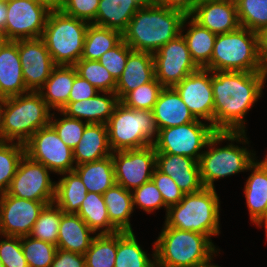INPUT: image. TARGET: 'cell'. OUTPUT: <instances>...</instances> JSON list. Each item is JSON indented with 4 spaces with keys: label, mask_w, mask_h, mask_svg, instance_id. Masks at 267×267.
Masks as SVG:
<instances>
[{
    "label": "cell",
    "mask_w": 267,
    "mask_h": 267,
    "mask_svg": "<svg viewBox=\"0 0 267 267\" xmlns=\"http://www.w3.org/2000/svg\"><path fill=\"white\" fill-rule=\"evenodd\" d=\"M265 72L213 71V127L220 132H245V116L262 96Z\"/></svg>",
    "instance_id": "obj_1"
},
{
    "label": "cell",
    "mask_w": 267,
    "mask_h": 267,
    "mask_svg": "<svg viewBox=\"0 0 267 267\" xmlns=\"http://www.w3.org/2000/svg\"><path fill=\"white\" fill-rule=\"evenodd\" d=\"M185 17L181 11L153 2L141 6L122 33L123 41L133 51L154 54L181 34Z\"/></svg>",
    "instance_id": "obj_2"
},
{
    "label": "cell",
    "mask_w": 267,
    "mask_h": 267,
    "mask_svg": "<svg viewBox=\"0 0 267 267\" xmlns=\"http://www.w3.org/2000/svg\"><path fill=\"white\" fill-rule=\"evenodd\" d=\"M51 109L38 91L0 99V138L25 144L40 128L50 124Z\"/></svg>",
    "instance_id": "obj_3"
},
{
    "label": "cell",
    "mask_w": 267,
    "mask_h": 267,
    "mask_svg": "<svg viewBox=\"0 0 267 267\" xmlns=\"http://www.w3.org/2000/svg\"><path fill=\"white\" fill-rule=\"evenodd\" d=\"M153 246L155 267H203L218 251L207 235L165 224Z\"/></svg>",
    "instance_id": "obj_4"
},
{
    "label": "cell",
    "mask_w": 267,
    "mask_h": 267,
    "mask_svg": "<svg viewBox=\"0 0 267 267\" xmlns=\"http://www.w3.org/2000/svg\"><path fill=\"white\" fill-rule=\"evenodd\" d=\"M246 132L217 131L206 145L199 160L200 177L204 187L215 188L214 181L239 172H247L248 167L256 160V154L246 147L234 145V141L242 144L249 143ZM231 141L224 147H216L220 142ZM233 142V144H232Z\"/></svg>",
    "instance_id": "obj_5"
},
{
    "label": "cell",
    "mask_w": 267,
    "mask_h": 267,
    "mask_svg": "<svg viewBox=\"0 0 267 267\" xmlns=\"http://www.w3.org/2000/svg\"><path fill=\"white\" fill-rule=\"evenodd\" d=\"M220 200L215 188L184 194L183 199L168 207L165 225L211 236L220 233Z\"/></svg>",
    "instance_id": "obj_6"
},
{
    "label": "cell",
    "mask_w": 267,
    "mask_h": 267,
    "mask_svg": "<svg viewBox=\"0 0 267 267\" xmlns=\"http://www.w3.org/2000/svg\"><path fill=\"white\" fill-rule=\"evenodd\" d=\"M204 68L212 72H265L258 33L240 26L232 32L217 34L212 57Z\"/></svg>",
    "instance_id": "obj_7"
},
{
    "label": "cell",
    "mask_w": 267,
    "mask_h": 267,
    "mask_svg": "<svg viewBox=\"0 0 267 267\" xmlns=\"http://www.w3.org/2000/svg\"><path fill=\"white\" fill-rule=\"evenodd\" d=\"M106 125L112 152L153 145L158 136L152 110L133 109L121 101Z\"/></svg>",
    "instance_id": "obj_8"
},
{
    "label": "cell",
    "mask_w": 267,
    "mask_h": 267,
    "mask_svg": "<svg viewBox=\"0 0 267 267\" xmlns=\"http://www.w3.org/2000/svg\"><path fill=\"white\" fill-rule=\"evenodd\" d=\"M88 26L59 8L51 9L41 38L56 65H74L81 59Z\"/></svg>",
    "instance_id": "obj_9"
},
{
    "label": "cell",
    "mask_w": 267,
    "mask_h": 267,
    "mask_svg": "<svg viewBox=\"0 0 267 267\" xmlns=\"http://www.w3.org/2000/svg\"><path fill=\"white\" fill-rule=\"evenodd\" d=\"M216 132L211 124L197 120L185 125L159 129L153 146L156 153L183 155L199 162L204 152L202 149H205Z\"/></svg>",
    "instance_id": "obj_10"
},
{
    "label": "cell",
    "mask_w": 267,
    "mask_h": 267,
    "mask_svg": "<svg viewBox=\"0 0 267 267\" xmlns=\"http://www.w3.org/2000/svg\"><path fill=\"white\" fill-rule=\"evenodd\" d=\"M49 172L43 164L24 154L7 193L18 198L45 202L47 205L54 203L56 182L50 179Z\"/></svg>",
    "instance_id": "obj_11"
},
{
    "label": "cell",
    "mask_w": 267,
    "mask_h": 267,
    "mask_svg": "<svg viewBox=\"0 0 267 267\" xmlns=\"http://www.w3.org/2000/svg\"><path fill=\"white\" fill-rule=\"evenodd\" d=\"M51 8L37 0L7 2L5 40L41 38Z\"/></svg>",
    "instance_id": "obj_12"
},
{
    "label": "cell",
    "mask_w": 267,
    "mask_h": 267,
    "mask_svg": "<svg viewBox=\"0 0 267 267\" xmlns=\"http://www.w3.org/2000/svg\"><path fill=\"white\" fill-rule=\"evenodd\" d=\"M24 145L25 154L51 172L61 174L74 171L73 150L60 139L50 124L35 132Z\"/></svg>",
    "instance_id": "obj_13"
},
{
    "label": "cell",
    "mask_w": 267,
    "mask_h": 267,
    "mask_svg": "<svg viewBox=\"0 0 267 267\" xmlns=\"http://www.w3.org/2000/svg\"><path fill=\"white\" fill-rule=\"evenodd\" d=\"M112 159L116 184L131 192L151 180L156 168L153 145L112 152Z\"/></svg>",
    "instance_id": "obj_14"
},
{
    "label": "cell",
    "mask_w": 267,
    "mask_h": 267,
    "mask_svg": "<svg viewBox=\"0 0 267 267\" xmlns=\"http://www.w3.org/2000/svg\"><path fill=\"white\" fill-rule=\"evenodd\" d=\"M155 78L163 87H174L199 67L192 60L186 41L180 34L153 54Z\"/></svg>",
    "instance_id": "obj_15"
},
{
    "label": "cell",
    "mask_w": 267,
    "mask_h": 267,
    "mask_svg": "<svg viewBox=\"0 0 267 267\" xmlns=\"http://www.w3.org/2000/svg\"><path fill=\"white\" fill-rule=\"evenodd\" d=\"M47 204L0 194V236L24 237L30 235L40 212Z\"/></svg>",
    "instance_id": "obj_16"
},
{
    "label": "cell",
    "mask_w": 267,
    "mask_h": 267,
    "mask_svg": "<svg viewBox=\"0 0 267 267\" xmlns=\"http://www.w3.org/2000/svg\"><path fill=\"white\" fill-rule=\"evenodd\" d=\"M174 88L196 119L208 121L213 126L214 98L211 70L199 68Z\"/></svg>",
    "instance_id": "obj_17"
},
{
    "label": "cell",
    "mask_w": 267,
    "mask_h": 267,
    "mask_svg": "<svg viewBox=\"0 0 267 267\" xmlns=\"http://www.w3.org/2000/svg\"><path fill=\"white\" fill-rule=\"evenodd\" d=\"M18 53L26 88L39 91L56 66L42 38L18 40Z\"/></svg>",
    "instance_id": "obj_18"
},
{
    "label": "cell",
    "mask_w": 267,
    "mask_h": 267,
    "mask_svg": "<svg viewBox=\"0 0 267 267\" xmlns=\"http://www.w3.org/2000/svg\"><path fill=\"white\" fill-rule=\"evenodd\" d=\"M190 16L215 34L232 32L240 27L233 0H201Z\"/></svg>",
    "instance_id": "obj_19"
},
{
    "label": "cell",
    "mask_w": 267,
    "mask_h": 267,
    "mask_svg": "<svg viewBox=\"0 0 267 267\" xmlns=\"http://www.w3.org/2000/svg\"><path fill=\"white\" fill-rule=\"evenodd\" d=\"M156 168L171 177L184 194L194 193L204 186L197 160L167 153H156Z\"/></svg>",
    "instance_id": "obj_20"
},
{
    "label": "cell",
    "mask_w": 267,
    "mask_h": 267,
    "mask_svg": "<svg viewBox=\"0 0 267 267\" xmlns=\"http://www.w3.org/2000/svg\"><path fill=\"white\" fill-rule=\"evenodd\" d=\"M247 170H252L244 186L250 220L258 227L265 225L267 235V155L260 162L254 161Z\"/></svg>",
    "instance_id": "obj_21"
},
{
    "label": "cell",
    "mask_w": 267,
    "mask_h": 267,
    "mask_svg": "<svg viewBox=\"0 0 267 267\" xmlns=\"http://www.w3.org/2000/svg\"><path fill=\"white\" fill-rule=\"evenodd\" d=\"M28 91L18 53V40H5L0 45V99Z\"/></svg>",
    "instance_id": "obj_22"
},
{
    "label": "cell",
    "mask_w": 267,
    "mask_h": 267,
    "mask_svg": "<svg viewBox=\"0 0 267 267\" xmlns=\"http://www.w3.org/2000/svg\"><path fill=\"white\" fill-rule=\"evenodd\" d=\"M155 79L153 54L148 52L132 51L123 73L116 81L115 94L121 101L129 92Z\"/></svg>",
    "instance_id": "obj_23"
},
{
    "label": "cell",
    "mask_w": 267,
    "mask_h": 267,
    "mask_svg": "<svg viewBox=\"0 0 267 267\" xmlns=\"http://www.w3.org/2000/svg\"><path fill=\"white\" fill-rule=\"evenodd\" d=\"M101 93L103 95L98 92L92 98L68 102L61 111L69 117L85 119L88 124H107L119 99L115 92Z\"/></svg>",
    "instance_id": "obj_24"
},
{
    "label": "cell",
    "mask_w": 267,
    "mask_h": 267,
    "mask_svg": "<svg viewBox=\"0 0 267 267\" xmlns=\"http://www.w3.org/2000/svg\"><path fill=\"white\" fill-rule=\"evenodd\" d=\"M157 129L185 125L197 121L174 87H164L154 108Z\"/></svg>",
    "instance_id": "obj_25"
},
{
    "label": "cell",
    "mask_w": 267,
    "mask_h": 267,
    "mask_svg": "<svg viewBox=\"0 0 267 267\" xmlns=\"http://www.w3.org/2000/svg\"><path fill=\"white\" fill-rule=\"evenodd\" d=\"M152 2V0H100L92 24L123 33L137 10Z\"/></svg>",
    "instance_id": "obj_26"
},
{
    "label": "cell",
    "mask_w": 267,
    "mask_h": 267,
    "mask_svg": "<svg viewBox=\"0 0 267 267\" xmlns=\"http://www.w3.org/2000/svg\"><path fill=\"white\" fill-rule=\"evenodd\" d=\"M86 222L73 213H62L58 231L57 249L84 255L95 236Z\"/></svg>",
    "instance_id": "obj_27"
},
{
    "label": "cell",
    "mask_w": 267,
    "mask_h": 267,
    "mask_svg": "<svg viewBox=\"0 0 267 267\" xmlns=\"http://www.w3.org/2000/svg\"><path fill=\"white\" fill-rule=\"evenodd\" d=\"M76 75L74 65L54 67L51 75L38 91L50 109L61 111L66 106Z\"/></svg>",
    "instance_id": "obj_28"
},
{
    "label": "cell",
    "mask_w": 267,
    "mask_h": 267,
    "mask_svg": "<svg viewBox=\"0 0 267 267\" xmlns=\"http://www.w3.org/2000/svg\"><path fill=\"white\" fill-rule=\"evenodd\" d=\"M112 155L106 124H88L73 149L75 165L97 161Z\"/></svg>",
    "instance_id": "obj_29"
},
{
    "label": "cell",
    "mask_w": 267,
    "mask_h": 267,
    "mask_svg": "<svg viewBox=\"0 0 267 267\" xmlns=\"http://www.w3.org/2000/svg\"><path fill=\"white\" fill-rule=\"evenodd\" d=\"M187 23L189 29H186L187 32L183 34ZM181 35L186 41L192 60L199 68H204L212 57L217 34L202 27L191 16H186L182 24Z\"/></svg>",
    "instance_id": "obj_30"
},
{
    "label": "cell",
    "mask_w": 267,
    "mask_h": 267,
    "mask_svg": "<svg viewBox=\"0 0 267 267\" xmlns=\"http://www.w3.org/2000/svg\"><path fill=\"white\" fill-rule=\"evenodd\" d=\"M74 171L79 175L88 192L102 195L116 183L112 155L76 165Z\"/></svg>",
    "instance_id": "obj_31"
},
{
    "label": "cell",
    "mask_w": 267,
    "mask_h": 267,
    "mask_svg": "<svg viewBox=\"0 0 267 267\" xmlns=\"http://www.w3.org/2000/svg\"><path fill=\"white\" fill-rule=\"evenodd\" d=\"M103 195L110 222L119 231H133L130 216L134 212L132 192L114 184Z\"/></svg>",
    "instance_id": "obj_32"
},
{
    "label": "cell",
    "mask_w": 267,
    "mask_h": 267,
    "mask_svg": "<svg viewBox=\"0 0 267 267\" xmlns=\"http://www.w3.org/2000/svg\"><path fill=\"white\" fill-rule=\"evenodd\" d=\"M56 182L54 203L64 212L77 214L87 196V188L75 171L61 173Z\"/></svg>",
    "instance_id": "obj_33"
},
{
    "label": "cell",
    "mask_w": 267,
    "mask_h": 267,
    "mask_svg": "<svg viewBox=\"0 0 267 267\" xmlns=\"http://www.w3.org/2000/svg\"><path fill=\"white\" fill-rule=\"evenodd\" d=\"M96 234H114L119 230L110 222L103 195L88 192L77 213Z\"/></svg>",
    "instance_id": "obj_34"
},
{
    "label": "cell",
    "mask_w": 267,
    "mask_h": 267,
    "mask_svg": "<svg viewBox=\"0 0 267 267\" xmlns=\"http://www.w3.org/2000/svg\"><path fill=\"white\" fill-rule=\"evenodd\" d=\"M152 259L142 250L133 231L117 232L115 267H155V253Z\"/></svg>",
    "instance_id": "obj_35"
},
{
    "label": "cell",
    "mask_w": 267,
    "mask_h": 267,
    "mask_svg": "<svg viewBox=\"0 0 267 267\" xmlns=\"http://www.w3.org/2000/svg\"><path fill=\"white\" fill-rule=\"evenodd\" d=\"M123 40L122 33L107 27L89 24L81 59L98 60L106 51Z\"/></svg>",
    "instance_id": "obj_36"
},
{
    "label": "cell",
    "mask_w": 267,
    "mask_h": 267,
    "mask_svg": "<svg viewBox=\"0 0 267 267\" xmlns=\"http://www.w3.org/2000/svg\"><path fill=\"white\" fill-rule=\"evenodd\" d=\"M117 233L96 234L84 253L86 267H115Z\"/></svg>",
    "instance_id": "obj_37"
},
{
    "label": "cell",
    "mask_w": 267,
    "mask_h": 267,
    "mask_svg": "<svg viewBox=\"0 0 267 267\" xmlns=\"http://www.w3.org/2000/svg\"><path fill=\"white\" fill-rule=\"evenodd\" d=\"M24 154V144L9 141L0 142V194L7 192Z\"/></svg>",
    "instance_id": "obj_38"
},
{
    "label": "cell",
    "mask_w": 267,
    "mask_h": 267,
    "mask_svg": "<svg viewBox=\"0 0 267 267\" xmlns=\"http://www.w3.org/2000/svg\"><path fill=\"white\" fill-rule=\"evenodd\" d=\"M241 27L259 33L267 27V0H235Z\"/></svg>",
    "instance_id": "obj_39"
},
{
    "label": "cell",
    "mask_w": 267,
    "mask_h": 267,
    "mask_svg": "<svg viewBox=\"0 0 267 267\" xmlns=\"http://www.w3.org/2000/svg\"><path fill=\"white\" fill-rule=\"evenodd\" d=\"M63 211L55 204L46 205L40 212L29 236L57 245Z\"/></svg>",
    "instance_id": "obj_40"
},
{
    "label": "cell",
    "mask_w": 267,
    "mask_h": 267,
    "mask_svg": "<svg viewBox=\"0 0 267 267\" xmlns=\"http://www.w3.org/2000/svg\"><path fill=\"white\" fill-rule=\"evenodd\" d=\"M77 75L100 92H115L116 80L98 60L80 59L74 64Z\"/></svg>",
    "instance_id": "obj_41"
},
{
    "label": "cell",
    "mask_w": 267,
    "mask_h": 267,
    "mask_svg": "<svg viewBox=\"0 0 267 267\" xmlns=\"http://www.w3.org/2000/svg\"><path fill=\"white\" fill-rule=\"evenodd\" d=\"M21 246L28 267H49L57 251L56 245L29 235L21 237Z\"/></svg>",
    "instance_id": "obj_42"
},
{
    "label": "cell",
    "mask_w": 267,
    "mask_h": 267,
    "mask_svg": "<svg viewBox=\"0 0 267 267\" xmlns=\"http://www.w3.org/2000/svg\"><path fill=\"white\" fill-rule=\"evenodd\" d=\"M163 88L155 78L153 81L145 83L129 92L121 102L133 109L153 110Z\"/></svg>",
    "instance_id": "obj_43"
},
{
    "label": "cell",
    "mask_w": 267,
    "mask_h": 267,
    "mask_svg": "<svg viewBox=\"0 0 267 267\" xmlns=\"http://www.w3.org/2000/svg\"><path fill=\"white\" fill-rule=\"evenodd\" d=\"M60 112L63 118L56 119L54 112L51 115L50 125L55 129L60 139L72 150L80 142L84 129L88 125L83 120L72 118ZM53 117L55 118L53 120Z\"/></svg>",
    "instance_id": "obj_44"
},
{
    "label": "cell",
    "mask_w": 267,
    "mask_h": 267,
    "mask_svg": "<svg viewBox=\"0 0 267 267\" xmlns=\"http://www.w3.org/2000/svg\"><path fill=\"white\" fill-rule=\"evenodd\" d=\"M133 207L143 209L147 213L165 207L166 212L168 207L164 204L163 197L156 187L153 180H149L140 187L132 191Z\"/></svg>",
    "instance_id": "obj_45"
},
{
    "label": "cell",
    "mask_w": 267,
    "mask_h": 267,
    "mask_svg": "<svg viewBox=\"0 0 267 267\" xmlns=\"http://www.w3.org/2000/svg\"><path fill=\"white\" fill-rule=\"evenodd\" d=\"M133 50L122 40L113 49L106 51L98 61L110 72L117 81L123 73L128 55Z\"/></svg>",
    "instance_id": "obj_46"
},
{
    "label": "cell",
    "mask_w": 267,
    "mask_h": 267,
    "mask_svg": "<svg viewBox=\"0 0 267 267\" xmlns=\"http://www.w3.org/2000/svg\"><path fill=\"white\" fill-rule=\"evenodd\" d=\"M100 0H61L59 9L69 16H73L92 24L96 18Z\"/></svg>",
    "instance_id": "obj_47"
},
{
    "label": "cell",
    "mask_w": 267,
    "mask_h": 267,
    "mask_svg": "<svg viewBox=\"0 0 267 267\" xmlns=\"http://www.w3.org/2000/svg\"><path fill=\"white\" fill-rule=\"evenodd\" d=\"M5 237V240L0 241V260L4 267H28L21 246V237Z\"/></svg>",
    "instance_id": "obj_48"
},
{
    "label": "cell",
    "mask_w": 267,
    "mask_h": 267,
    "mask_svg": "<svg viewBox=\"0 0 267 267\" xmlns=\"http://www.w3.org/2000/svg\"><path fill=\"white\" fill-rule=\"evenodd\" d=\"M151 179L160 191L164 204L167 207L178 204L183 199L184 193L175 181L168 175L160 172L157 168L154 169Z\"/></svg>",
    "instance_id": "obj_49"
},
{
    "label": "cell",
    "mask_w": 267,
    "mask_h": 267,
    "mask_svg": "<svg viewBox=\"0 0 267 267\" xmlns=\"http://www.w3.org/2000/svg\"><path fill=\"white\" fill-rule=\"evenodd\" d=\"M98 92L100 91L93 85H91L87 80L81 78L79 75H76L71 88L68 102L89 99L94 97Z\"/></svg>",
    "instance_id": "obj_50"
},
{
    "label": "cell",
    "mask_w": 267,
    "mask_h": 267,
    "mask_svg": "<svg viewBox=\"0 0 267 267\" xmlns=\"http://www.w3.org/2000/svg\"><path fill=\"white\" fill-rule=\"evenodd\" d=\"M49 267H86L85 257L82 254L57 249Z\"/></svg>",
    "instance_id": "obj_51"
},
{
    "label": "cell",
    "mask_w": 267,
    "mask_h": 267,
    "mask_svg": "<svg viewBox=\"0 0 267 267\" xmlns=\"http://www.w3.org/2000/svg\"><path fill=\"white\" fill-rule=\"evenodd\" d=\"M153 3L183 12L190 16L201 0H152Z\"/></svg>",
    "instance_id": "obj_52"
},
{
    "label": "cell",
    "mask_w": 267,
    "mask_h": 267,
    "mask_svg": "<svg viewBox=\"0 0 267 267\" xmlns=\"http://www.w3.org/2000/svg\"><path fill=\"white\" fill-rule=\"evenodd\" d=\"M259 35V52L264 69L267 68V27Z\"/></svg>",
    "instance_id": "obj_53"
},
{
    "label": "cell",
    "mask_w": 267,
    "mask_h": 267,
    "mask_svg": "<svg viewBox=\"0 0 267 267\" xmlns=\"http://www.w3.org/2000/svg\"><path fill=\"white\" fill-rule=\"evenodd\" d=\"M7 21V2L0 1V33L4 37V31L6 28Z\"/></svg>",
    "instance_id": "obj_54"
},
{
    "label": "cell",
    "mask_w": 267,
    "mask_h": 267,
    "mask_svg": "<svg viewBox=\"0 0 267 267\" xmlns=\"http://www.w3.org/2000/svg\"><path fill=\"white\" fill-rule=\"evenodd\" d=\"M40 1L44 4H46L47 6H49L51 9H57L60 5V1L61 0H37Z\"/></svg>",
    "instance_id": "obj_55"
},
{
    "label": "cell",
    "mask_w": 267,
    "mask_h": 267,
    "mask_svg": "<svg viewBox=\"0 0 267 267\" xmlns=\"http://www.w3.org/2000/svg\"><path fill=\"white\" fill-rule=\"evenodd\" d=\"M203 267H221V266L213 265V263L211 264V262H210V263L204 265Z\"/></svg>",
    "instance_id": "obj_56"
},
{
    "label": "cell",
    "mask_w": 267,
    "mask_h": 267,
    "mask_svg": "<svg viewBox=\"0 0 267 267\" xmlns=\"http://www.w3.org/2000/svg\"><path fill=\"white\" fill-rule=\"evenodd\" d=\"M5 41L3 35L0 33V45Z\"/></svg>",
    "instance_id": "obj_57"
},
{
    "label": "cell",
    "mask_w": 267,
    "mask_h": 267,
    "mask_svg": "<svg viewBox=\"0 0 267 267\" xmlns=\"http://www.w3.org/2000/svg\"><path fill=\"white\" fill-rule=\"evenodd\" d=\"M0 267H4L3 263L1 262V260H0Z\"/></svg>",
    "instance_id": "obj_58"
},
{
    "label": "cell",
    "mask_w": 267,
    "mask_h": 267,
    "mask_svg": "<svg viewBox=\"0 0 267 267\" xmlns=\"http://www.w3.org/2000/svg\"><path fill=\"white\" fill-rule=\"evenodd\" d=\"M266 79H267V68L265 69Z\"/></svg>",
    "instance_id": "obj_59"
}]
</instances>
